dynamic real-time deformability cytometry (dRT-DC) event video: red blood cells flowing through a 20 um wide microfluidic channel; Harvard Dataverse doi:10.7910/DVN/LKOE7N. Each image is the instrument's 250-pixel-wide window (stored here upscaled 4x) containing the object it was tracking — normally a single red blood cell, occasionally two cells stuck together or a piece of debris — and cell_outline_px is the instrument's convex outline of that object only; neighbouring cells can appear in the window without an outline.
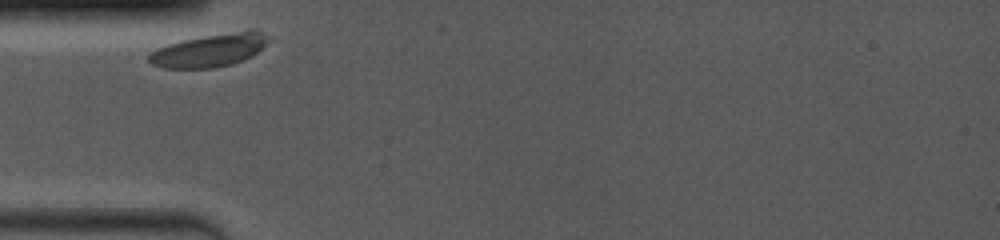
{"species": "common noctule bat (a hibernating species)", "species_latin": "Nyctalus noctula", "temperature_condition": "room temperature", "stored_images_in_passage": 38, "camera_frame_rate_fps": 4000, "um_per_image_px": 0.085, "animal": {"sex": "female", "body_mass_g": 19.0, "forearm_length_mm": 53.3}, "frame": {"image": 1, "passage_image": 1, "time_ms": 0.0, "image_size_px": [1000, 240], "cell_outline_px": [[264, 44], [256, 52], [232, 64], [216, 68], [164, 68], [152, 64], [148, 60], [148, 56], [156, 48], [168, 44], [184, 40], [204, 36], [248, 28], [256, 28], [264, 36]], "centroid_in_image_um": [17.75, 4.27], "position_along_channel_um": 67.2, "area_um2": 22.54}}
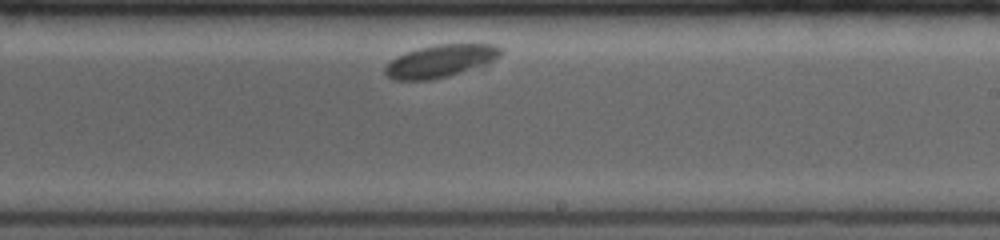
{"frame": {"image": 2, "passage_image": 22, "time_ms": 5.25, "image_size_px": [1000, 240], "cell_outline_px": [[504, 52], [500, 56], [488, 64], [448, 76], [432, 80], [392, 80], [384, 72], [384, 68], [388, 60], [396, 56], [420, 48], [436, 44], [496, 44], [504, 48]], "centroid_in_image_um": [37.46, 5.18], "position_along_channel_um": 251.5, "area_um2": 22.25}}
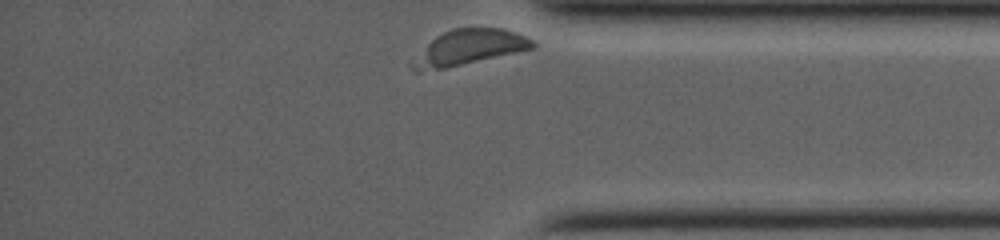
{"frame": {"image": 3, "passage_image": 38, "time_ms": 9.25, "image_size_px": [1000, 240], "cell_outline_px": [[536, 44], [532, 48], [444, 68], [420, 72], [416, 72], [408, 64], [436, 36], [452, 28], [500, 28], [516, 32], [532, 40]], "centroid_in_image_um": [39.8, 4.03], "position_along_channel_um": 395.4, "area_um2": 23.99}}